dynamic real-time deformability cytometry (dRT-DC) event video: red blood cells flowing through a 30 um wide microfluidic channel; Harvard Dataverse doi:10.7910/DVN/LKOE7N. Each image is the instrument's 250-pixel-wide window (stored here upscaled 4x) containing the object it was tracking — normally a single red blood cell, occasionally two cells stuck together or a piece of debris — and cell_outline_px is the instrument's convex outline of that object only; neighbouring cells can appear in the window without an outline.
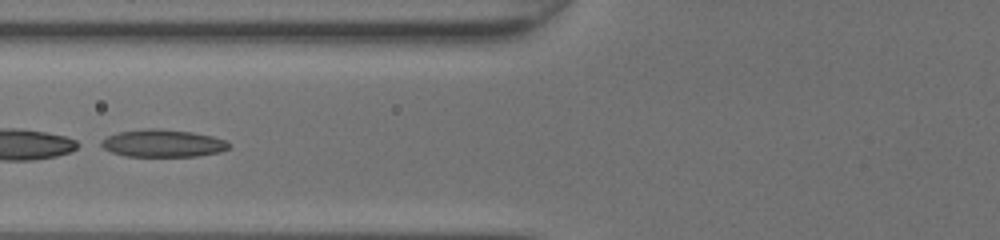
{"species": "common noctule bat (a hibernating species)", "species_latin": "Nyctalus noctula", "temperature_condition": "room temperature", "stored_images_in_passage": 32, "camera_frame_rate_fps": 3000, "um_per_image_px": 0.085, "animal": {"sex": "female", "body_mass_g": 20.0, "forearm_length_mm": 54.0}, "frame": {"image": 1, "passage_image": 5, "time_ms": 1.333, "image_size_px": [1000, 240], "cell_outline_px": [[232, 144], [228, 148], [220, 152], [196, 156], [124, 156], [112, 152], [96, 144], [100, 140], [116, 132], [148, 128], [160, 128], [192, 132], [212, 136], [224, 140]], "centroid_in_image_um": [13.79, 12.17], "position_along_channel_um": 112.0, "area_um2": 20.63}}
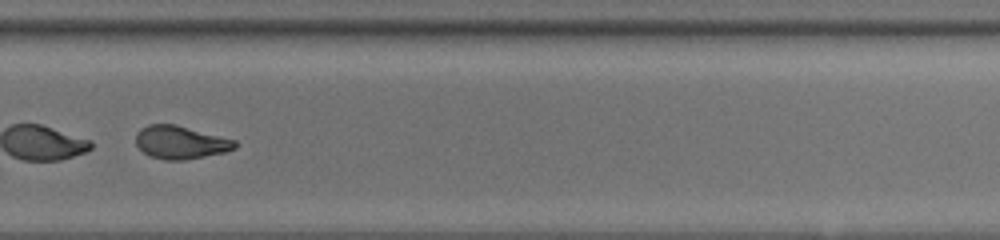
{"frame": {"image": 2, "passage_image": 19, "time_ms": 6.0, "image_size_px": [1000, 240], "cell_outline_px": [[236, 148], [224, 152], [184, 160], [164, 160], [148, 156], [136, 144], [136, 132], [140, 128], [148, 124], [176, 124], [236, 140]], "centroid_in_image_um": [15.32, 12.09], "position_along_channel_um": 314.5, "area_um2": 19.13}, "authors_computed_cell_mechanics": {"area_um2": 19.7676, "velocity_mm_per_s": 4.3351, "shape_relaxation_time_tau1_ms": 1.8813, "shape_relaxation_time_tau2_ms": 1.4644, "deformation_change_tau1": 0.3016, "deformation_change_tau2": 0.0845}}